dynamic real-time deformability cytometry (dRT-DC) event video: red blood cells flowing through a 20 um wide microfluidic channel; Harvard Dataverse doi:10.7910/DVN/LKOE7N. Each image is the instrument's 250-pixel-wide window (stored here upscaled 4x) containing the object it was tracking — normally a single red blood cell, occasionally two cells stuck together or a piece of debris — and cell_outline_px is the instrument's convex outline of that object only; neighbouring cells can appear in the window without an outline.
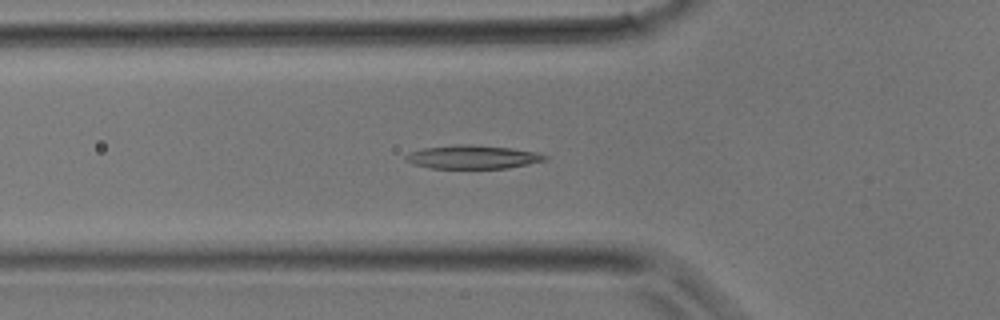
{"species": "common noctule bat (a hibernating species)", "species_latin": "Nyctalus noctula", "temperature_condition": "room temperature", "stored_images_in_passage": 34, "camera_frame_rate_fps": 3000, "um_per_image_px": 0.085, "animal": {"sex": "male", "body_mass_g": 17.9}, "frame": {"image": 1, "passage_image": 10, "time_ms": 3.0, "image_size_px": [1000, 320], "cell_outline_px": [[548, 160], [508, 168], [428, 168], [412, 164], [404, 160], [404, 156], [408, 152], [424, 148], [456, 144], [472, 144], [512, 148], [540, 152], [548, 156]], "centroid_in_image_um": [40.18, 13.34], "position_along_channel_um": 85.6, "area_um2": 19.42}}
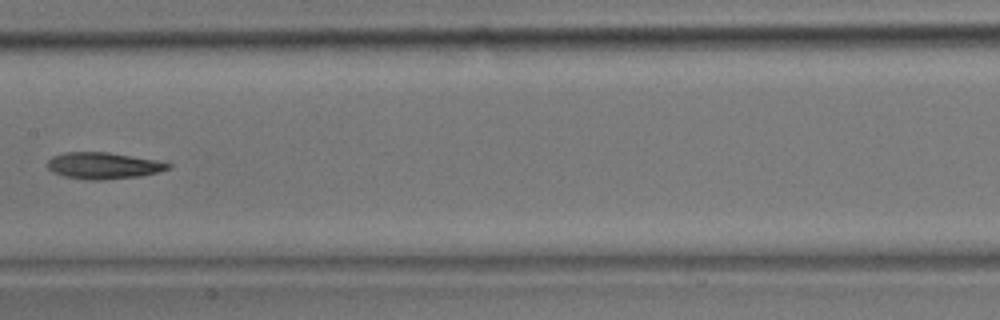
{"frame": {"image": 2, "passage_image": 16, "time_ms": 5.0, "image_size_px": [1000, 320], "cell_outline_px": [[172, 168], [140, 176], [100, 180], [88, 180], [64, 176], [52, 172], [48, 168], [48, 160], [52, 156], [64, 152], [108, 152], [156, 160], [172, 164]], "centroid_in_image_um": [8.77, 14.07], "position_along_channel_um": 198.6, "area_um2": 18.61}}
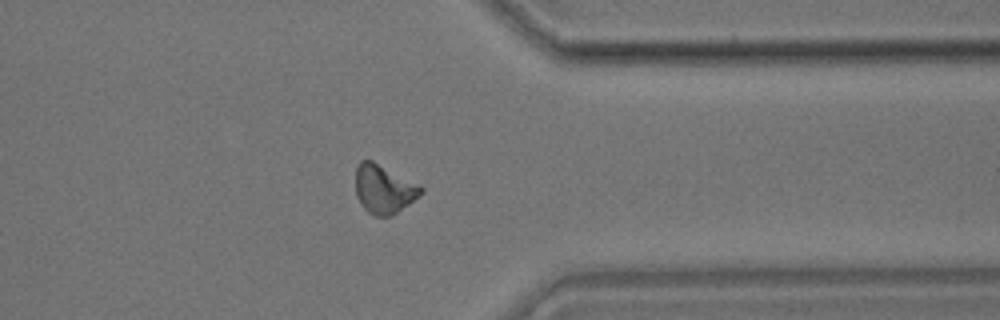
{"frame": {"image": 3, "passage_image": 26, "time_ms": 8.333, "image_size_px": [1000, 320], "cell_outline_px": [[424, 192], [408, 204], [396, 212], [388, 216], [376, 216], [368, 212], [360, 204], [356, 196], [356, 168], [360, 160], [372, 160], [420, 184], [424, 188]], "centroid_in_image_um": [32.63, 16.05], "position_along_channel_um": 378.8, "area_um2": 18.55}}